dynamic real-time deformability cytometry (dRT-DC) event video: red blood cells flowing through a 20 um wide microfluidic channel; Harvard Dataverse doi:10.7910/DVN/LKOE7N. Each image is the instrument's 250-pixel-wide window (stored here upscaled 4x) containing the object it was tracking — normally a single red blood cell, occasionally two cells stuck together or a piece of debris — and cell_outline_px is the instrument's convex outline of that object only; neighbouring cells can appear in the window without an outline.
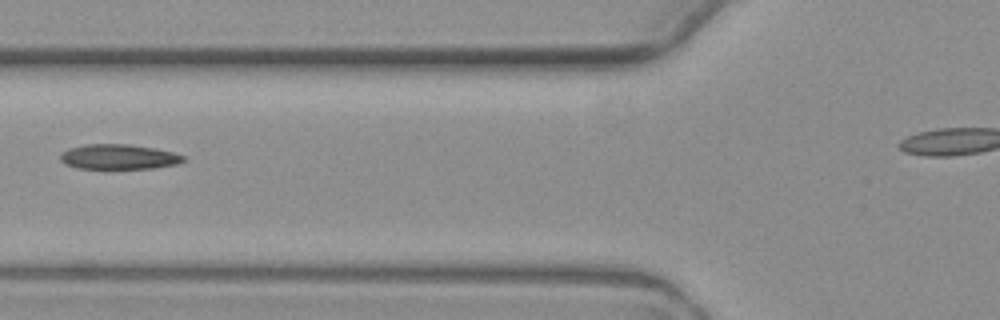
{"species": "common noctule bat (a hibernating species)", "species_latin": "Nyctalus noctula", "temperature_condition": "warm", "stored_images_in_passage": 8, "camera_frame_rate_fps": 3000, "um_per_image_px": 0.085, "animal": {"sex": "female", "body_mass_g": 19.3, "forearm_length_mm": 54.1}, "frame": {"image": 1, "passage_image": 5, "time_ms": 5.0, "image_size_px": [1000, 320], "cell_outline_px": [[184, 160], [176, 164], [156, 168], [108, 172], [76, 168], [64, 164], [60, 160], [60, 152], [68, 148], [88, 144], [128, 144], [152, 148], [172, 152], [184, 156]], "centroid_in_image_um": [10.0, 13.39], "position_along_channel_um": 115.8, "area_um2": 18.96}}
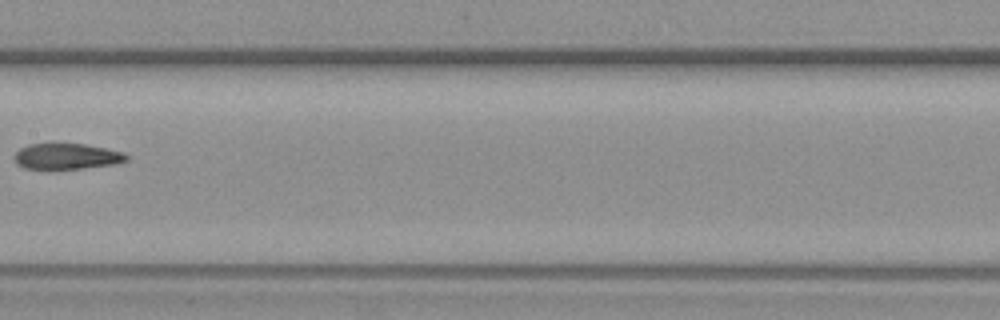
{"frame": {"image": 2, "passage_image": 7, "time_ms": 7.333, "image_size_px": [1000, 320], "cell_outline_px": [[128, 160], [116, 164], [52, 172], [48, 172], [24, 168], [16, 164], [16, 152], [20, 148], [28, 144], [84, 144], [124, 152], [128, 156]], "centroid_in_image_um": [5.64, 13.34], "position_along_channel_um": 201.8, "area_um2": 17.51}}
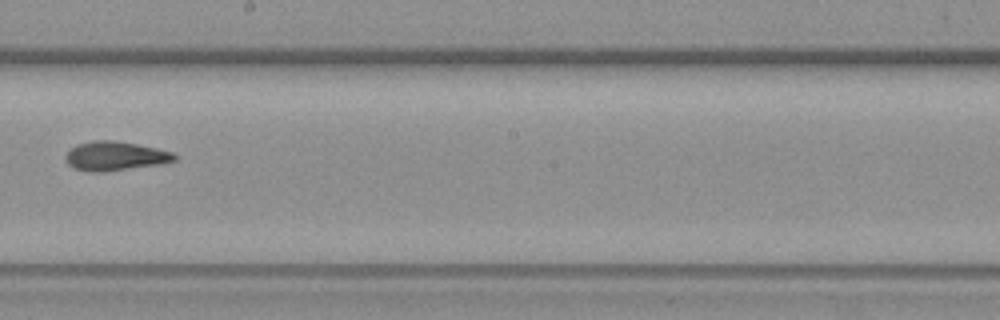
{"frame": {"image": 3, "passage_image": 8, "time_ms": 8.333, "image_size_px": [1000, 320], "cell_outline_px": [[176, 160], [160, 164], [104, 172], [88, 172], [76, 168], [68, 164], [64, 156], [76, 144], [92, 140], [112, 140], [136, 144], [156, 148], [172, 152], [176, 156]], "centroid_in_image_um": [9.76, 13.26], "position_along_channel_um": 238.4, "area_um2": 18.38}}